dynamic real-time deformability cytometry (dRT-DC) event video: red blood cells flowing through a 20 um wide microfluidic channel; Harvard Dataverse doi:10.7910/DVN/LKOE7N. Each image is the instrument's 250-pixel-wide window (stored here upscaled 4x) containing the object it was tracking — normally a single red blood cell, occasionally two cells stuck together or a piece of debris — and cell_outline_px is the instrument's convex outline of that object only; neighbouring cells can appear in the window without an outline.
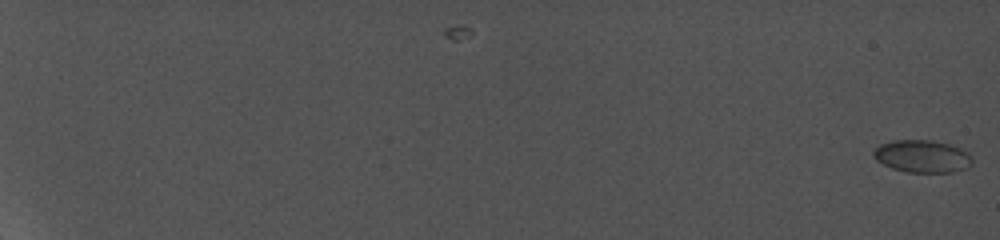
{"species": "common noctule bat (a hibernating species)", "species_latin": "Nyctalus noctula", "temperature_condition": "cold", "stored_images_in_passage": 3, "camera_frame_rate_fps": 5000, "um_per_image_px": 0.085, "animal": {"sex": "female", "body_mass_g": 19.0, "forearm_length_mm": 56.7}, "frame": {"image": 1, "passage_image": 3, "time_ms": 1.8, "image_size_px": [1000, 240], "cell_outline_px": [[972, 164], [968, 168], [952, 172], [908, 172], [892, 168], [876, 160], [872, 152], [880, 144], [892, 140], [932, 140], [948, 144], [960, 148], [968, 152], [972, 156]], "centroid_in_image_um": [78.41, 13.28], "position_along_channel_um": 6.6, "area_um2": 18.73}}